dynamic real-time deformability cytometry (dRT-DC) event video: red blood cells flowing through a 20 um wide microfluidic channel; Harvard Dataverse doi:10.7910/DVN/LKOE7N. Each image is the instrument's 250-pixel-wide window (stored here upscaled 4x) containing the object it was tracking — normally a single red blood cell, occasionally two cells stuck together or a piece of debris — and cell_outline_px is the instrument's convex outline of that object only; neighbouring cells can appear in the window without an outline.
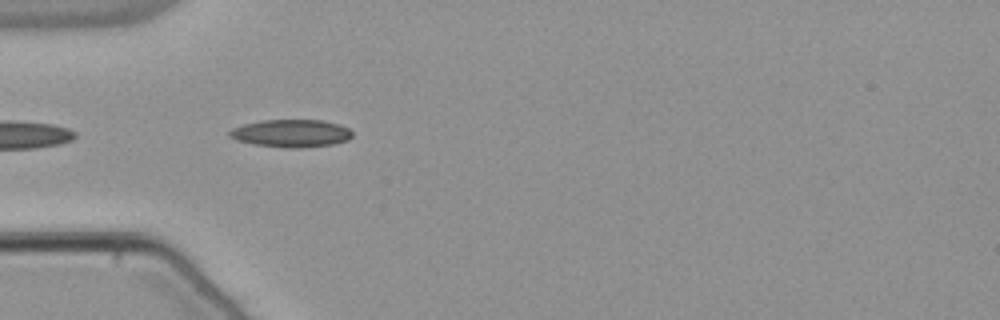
{"species": "common noctule bat (a hibernating species)", "species_latin": "Nyctalus noctula", "temperature_condition": "warm", "stored_images_in_passage": 9, "camera_frame_rate_fps": 3000, "um_per_image_px": 0.085, "animal": {"sex": "male", "body_mass_g": 21.5, "forearm_length_mm": 52.0}, "frame": {"image": 1, "passage_image": 2, "time_ms": 0.333, "image_size_px": [1000, 320], "cell_outline_px": [[352, 136], [348, 140], [332, 144], [300, 148], [284, 148], [252, 144], [236, 140], [228, 136], [228, 132], [232, 128], [244, 124], [260, 120], [324, 120], [348, 128], [352, 132]], "centroid_in_image_um": [24.71, 11.33], "position_along_channel_um": 60.3, "area_um2": 19.88}}